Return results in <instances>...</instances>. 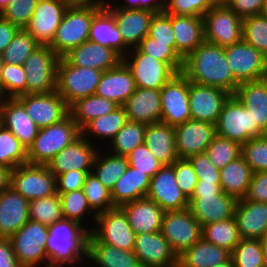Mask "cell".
Segmentation results:
<instances>
[{
  "label": "cell",
  "instance_id": "d4e9b609",
  "mask_svg": "<svg viewBox=\"0 0 267 267\" xmlns=\"http://www.w3.org/2000/svg\"><path fill=\"white\" fill-rule=\"evenodd\" d=\"M0 124L9 129L27 150L39 131L17 98H0Z\"/></svg>",
  "mask_w": 267,
  "mask_h": 267
},
{
  "label": "cell",
  "instance_id": "34e18365",
  "mask_svg": "<svg viewBox=\"0 0 267 267\" xmlns=\"http://www.w3.org/2000/svg\"><path fill=\"white\" fill-rule=\"evenodd\" d=\"M72 5H94L105 8L109 4V0H66Z\"/></svg>",
  "mask_w": 267,
  "mask_h": 267
},
{
  "label": "cell",
  "instance_id": "484cf974",
  "mask_svg": "<svg viewBox=\"0 0 267 267\" xmlns=\"http://www.w3.org/2000/svg\"><path fill=\"white\" fill-rule=\"evenodd\" d=\"M29 204L11 186L0 192V238H10L29 220Z\"/></svg>",
  "mask_w": 267,
  "mask_h": 267
},
{
  "label": "cell",
  "instance_id": "74e56055",
  "mask_svg": "<svg viewBox=\"0 0 267 267\" xmlns=\"http://www.w3.org/2000/svg\"><path fill=\"white\" fill-rule=\"evenodd\" d=\"M89 41L104 47H111L122 57L129 51L124 45L121 32L112 14L102 8L93 18L90 26Z\"/></svg>",
  "mask_w": 267,
  "mask_h": 267
},
{
  "label": "cell",
  "instance_id": "94428289",
  "mask_svg": "<svg viewBox=\"0 0 267 267\" xmlns=\"http://www.w3.org/2000/svg\"><path fill=\"white\" fill-rule=\"evenodd\" d=\"M131 167L153 177L164 165L160 163L143 143L127 155Z\"/></svg>",
  "mask_w": 267,
  "mask_h": 267
},
{
  "label": "cell",
  "instance_id": "ab89813d",
  "mask_svg": "<svg viewBox=\"0 0 267 267\" xmlns=\"http://www.w3.org/2000/svg\"><path fill=\"white\" fill-rule=\"evenodd\" d=\"M119 105L109 99L90 95L74 102L70 107V115L82 129L88 122L113 112Z\"/></svg>",
  "mask_w": 267,
  "mask_h": 267
},
{
  "label": "cell",
  "instance_id": "816d5d0a",
  "mask_svg": "<svg viewBox=\"0 0 267 267\" xmlns=\"http://www.w3.org/2000/svg\"><path fill=\"white\" fill-rule=\"evenodd\" d=\"M59 198L62 214L65 219L72 220L82 225L84 224L83 218L85 219L89 213H93V222L95 221L96 214L88 205L83 189L59 194Z\"/></svg>",
  "mask_w": 267,
  "mask_h": 267
},
{
  "label": "cell",
  "instance_id": "5b68a950",
  "mask_svg": "<svg viewBox=\"0 0 267 267\" xmlns=\"http://www.w3.org/2000/svg\"><path fill=\"white\" fill-rule=\"evenodd\" d=\"M103 71L71 65L60 57L57 65L56 91L70 107L79 99L94 95Z\"/></svg>",
  "mask_w": 267,
  "mask_h": 267
},
{
  "label": "cell",
  "instance_id": "ee69618b",
  "mask_svg": "<svg viewBox=\"0 0 267 267\" xmlns=\"http://www.w3.org/2000/svg\"><path fill=\"white\" fill-rule=\"evenodd\" d=\"M146 128L147 124L145 123L128 120L115 137L109 141L113 150L111 153L127 156L144 143Z\"/></svg>",
  "mask_w": 267,
  "mask_h": 267
},
{
  "label": "cell",
  "instance_id": "4316f807",
  "mask_svg": "<svg viewBox=\"0 0 267 267\" xmlns=\"http://www.w3.org/2000/svg\"><path fill=\"white\" fill-rule=\"evenodd\" d=\"M63 57L73 66L89 67L103 72L116 67L122 61V56L113 48L89 40L71 49Z\"/></svg>",
  "mask_w": 267,
  "mask_h": 267
},
{
  "label": "cell",
  "instance_id": "2e32d148",
  "mask_svg": "<svg viewBox=\"0 0 267 267\" xmlns=\"http://www.w3.org/2000/svg\"><path fill=\"white\" fill-rule=\"evenodd\" d=\"M70 3L66 0H39L24 28L41 46H49Z\"/></svg>",
  "mask_w": 267,
  "mask_h": 267
},
{
  "label": "cell",
  "instance_id": "db71d44e",
  "mask_svg": "<svg viewBox=\"0 0 267 267\" xmlns=\"http://www.w3.org/2000/svg\"><path fill=\"white\" fill-rule=\"evenodd\" d=\"M234 267H263L261 240L241 239L231 252Z\"/></svg>",
  "mask_w": 267,
  "mask_h": 267
},
{
  "label": "cell",
  "instance_id": "11a10c76",
  "mask_svg": "<svg viewBox=\"0 0 267 267\" xmlns=\"http://www.w3.org/2000/svg\"><path fill=\"white\" fill-rule=\"evenodd\" d=\"M21 95H26L24 67L4 63L1 72V98H17Z\"/></svg>",
  "mask_w": 267,
  "mask_h": 267
},
{
  "label": "cell",
  "instance_id": "b9f144b4",
  "mask_svg": "<svg viewBox=\"0 0 267 267\" xmlns=\"http://www.w3.org/2000/svg\"><path fill=\"white\" fill-rule=\"evenodd\" d=\"M128 118L123 106H119L113 112L100 116L88 122L82 129L81 135L87 140L88 135L97 136L99 139L112 140L117 132L127 123ZM92 134V135H91Z\"/></svg>",
  "mask_w": 267,
  "mask_h": 267
},
{
  "label": "cell",
  "instance_id": "03108f58",
  "mask_svg": "<svg viewBox=\"0 0 267 267\" xmlns=\"http://www.w3.org/2000/svg\"><path fill=\"white\" fill-rule=\"evenodd\" d=\"M267 0H230L228 7L242 19L263 14Z\"/></svg>",
  "mask_w": 267,
  "mask_h": 267
},
{
  "label": "cell",
  "instance_id": "2644e50d",
  "mask_svg": "<svg viewBox=\"0 0 267 267\" xmlns=\"http://www.w3.org/2000/svg\"><path fill=\"white\" fill-rule=\"evenodd\" d=\"M19 28L0 15V54L11 43Z\"/></svg>",
  "mask_w": 267,
  "mask_h": 267
},
{
  "label": "cell",
  "instance_id": "09005b40",
  "mask_svg": "<svg viewBox=\"0 0 267 267\" xmlns=\"http://www.w3.org/2000/svg\"><path fill=\"white\" fill-rule=\"evenodd\" d=\"M12 0H0V13Z\"/></svg>",
  "mask_w": 267,
  "mask_h": 267
},
{
  "label": "cell",
  "instance_id": "be15d7a7",
  "mask_svg": "<svg viewBox=\"0 0 267 267\" xmlns=\"http://www.w3.org/2000/svg\"><path fill=\"white\" fill-rule=\"evenodd\" d=\"M189 161L194 167L198 181L220 183V170L210 163L206 153L194 155Z\"/></svg>",
  "mask_w": 267,
  "mask_h": 267
},
{
  "label": "cell",
  "instance_id": "7c38bea8",
  "mask_svg": "<svg viewBox=\"0 0 267 267\" xmlns=\"http://www.w3.org/2000/svg\"><path fill=\"white\" fill-rule=\"evenodd\" d=\"M203 19L205 41L226 47L242 40L243 19L227 5L213 6Z\"/></svg>",
  "mask_w": 267,
  "mask_h": 267
},
{
  "label": "cell",
  "instance_id": "83f0119b",
  "mask_svg": "<svg viewBox=\"0 0 267 267\" xmlns=\"http://www.w3.org/2000/svg\"><path fill=\"white\" fill-rule=\"evenodd\" d=\"M234 218L241 239L261 240L267 236V203L239 199Z\"/></svg>",
  "mask_w": 267,
  "mask_h": 267
},
{
  "label": "cell",
  "instance_id": "44dd1931",
  "mask_svg": "<svg viewBox=\"0 0 267 267\" xmlns=\"http://www.w3.org/2000/svg\"><path fill=\"white\" fill-rule=\"evenodd\" d=\"M146 197L156 202L165 212L188 208L189 200L175 179L174 163L164 165L151 177Z\"/></svg>",
  "mask_w": 267,
  "mask_h": 267
},
{
  "label": "cell",
  "instance_id": "4dcf8cb0",
  "mask_svg": "<svg viewBox=\"0 0 267 267\" xmlns=\"http://www.w3.org/2000/svg\"><path fill=\"white\" fill-rule=\"evenodd\" d=\"M123 107L130 121L145 124L160 122L161 91L136 87Z\"/></svg>",
  "mask_w": 267,
  "mask_h": 267
},
{
  "label": "cell",
  "instance_id": "6da1fadb",
  "mask_svg": "<svg viewBox=\"0 0 267 267\" xmlns=\"http://www.w3.org/2000/svg\"><path fill=\"white\" fill-rule=\"evenodd\" d=\"M182 73L193 83L236 93L240 83L234 78L224 47L204 41L183 60Z\"/></svg>",
  "mask_w": 267,
  "mask_h": 267
},
{
  "label": "cell",
  "instance_id": "f1b7e54d",
  "mask_svg": "<svg viewBox=\"0 0 267 267\" xmlns=\"http://www.w3.org/2000/svg\"><path fill=\"white\" fill-rule=\"evenodd\" d=\"M136 85L130 69L121 61L116 67L103 72L95 95L123 106L135 92Z\"/></svg>",
  "mask_w": 267,
  "mask_h": 267
},
{
  "label": "cell",
  "instance_id": "a7ac6f4b",
  "mask_svg": "<svg viewBox=\"0 0 267 267\" xmlns=\"http://www.w3.org/2000/svg\"><path fill=\"white\" fill-rule=\"evenodd\" d=\"M124 2V3H123ZM116 7L123 9H144L155 13L164 11L165 0H125Z\"/></svg>",
  "mask_w": 267,
  "mask_h": 267
},
{
  "label": "cell",
  "instance_id": "7bdbcfd3",
  "mask_svg": "<svg viewBox=\"0 0 267 267\" xmlns=\"http://www.w3.org/2000/svg\"><path fill=\"white\" fill-rule=\"evenodd\" d=\"M202 238L230 252L241 240L234 217L202 226Z\"/></svg>",
  "mask_w": 267,
  "mask_h": 267
},
{
  "label": "cell",
  "instance_id": "f546056e",
  "mask_svg": "<svg viewBox=\"0 0 267 267\" xmlns=\"http://www.w3.org/2000/svg\"><path fill=\"white\" fill-rule=\"evenodd\" d=\"M120 208L127 216L128 223L135 232L152 233L161 230L165 211L148 197L122 204Z\"/></svg>",
  "mask_w": 267,
  "mask_h": 267
},
{
  "label": "cell",
  "instance_id": "979ff035",
  "mask_svg": "<svg viewBox=\"0 0 267 267\" xmlns=\"http://www.w3.org/2000/svg\"><path fill=\"white\" fill-rule=\"evenodd\" d=\"M3 65H4V62H3L2 56L0 54V98H1V72L3 69Z\"/></svg>",
  "mask_w": 267,
  "mask_h": 267
},
{
  "label": "cell",
  "instance_id": "f907efd6",
  "mask_svg": "<svg viewBox=\"0 0 267 267\" xmlns=\"http://www.w3.org/2000/svg\"><path fill=\"white\" fill-rule=\"evenodd\" d=\"M205 153L210 163L221 170L228 163L241 156V145L216 134Z\"/></svg>",
  "mask_w": 267,
  "mask_h": 267
},
{
  "label": "cell",
  "instance_id": "8d00e7d4",
  "mask_svg": "<svg viewBox=\"0 0 267 267\" xmlns=\"http://www.w3.org/2000/svg\"><path fill=\"white\" fill-rule=\"evenodd\" d=\"M230 259V251L202 238L178 255L177 267H215Z\"/></svg>",
  "mask_w": 267,
  "mask_h": 267
},
{
  "label": "cell",
  "instance_id": "8992f818",
  "mask_svg": "<svg viewBox=\"0 0 267 267\" xmlns=\"http://www.w3.org/2000/svg\"><path fill=\"white\" fill-rule=\"evenodd\" d=\"M215 129L217 135L240 145L251 138L265 135L254 122L250 111L235 95H231L225 102L215 124Z\"/></svg>",
  "mask_w": 267,
  "mask_h": 267
},
{
  "label": "cell",
  "instance_id": "11e5206c",
  "mask_svg": "<svg viewBox=\"0 0 267 267\" xmlns=\"http://www.w3.org/2000/svg\"><path fill=\"white\" fill-rule=\"evenodd\" d=\"M261 246L263 250V267H267V236L261 239Z\"/></svg>",
  "mask_w": 267,
  "mask_h": 267
},
{
  "label": "cell",
  "instance_id": "5bb4252c",
  "mask_svg": "<svg viewBox=\"0 0 267 267\" xmlns=\"http://www.w3.org/2000/svg\"><path fill=\"white\" fill-rule=\"evenodd\" d=\"M224 50L232 74L239 83L267 77V57L243 39Z\"/></svg>",
  "mask_w": 267,
  "mask_h": 267
},
{
  "label": "cell",
  "instance_id": "f35d334b",
  "mask_svg": "<svg viewBox=\"0 0 267 267\" xmlns=\"http://www.w3.org/2000/svg\"><path fill=\"white\" fill-rule=\"evenodd\" d=\"M254 172L242 156L228 163L220 170L222 191L237 200L246 197Z\"/></svg>",
  "mask_w": 267,
  "mask_h": 267
},
{
  "label": "cell",
  "instance_id": "30bf717a",
  "mask_svg": "<svg viewBox=\"0 0 267 267\" xmlns=\"http://www.w3.org/2000/svg\"><path fill=\"white\" fill-rule=\"evenodd\" d=\"M160 232L177 256L202 239V226L189 208L165 212Z\"/></svg>",
  "mask_w": 267,
  "mask_h": 267
},
{
  "label": "cell",
  "instance_id": "e575fe53",
  "mask_svg": "<svg viewBox=\"0 0 267 267\" xmlns=\"http://www.w3.org/2000/svg\"><path fill=\"white\" fill-rule=\"evenodd\" d=\"M234 95L250 111L259 128L267 134V77L240 83Z\"/></svg>",
  "mask_w": 267,
  "mask_h": 267
},
{
  "label": "cell",
  "instance_id": "2a66077c",
  "mask_svg": "<svg viewBox=\"0 0 267 267\" xmlns=\"http://www.w3.org/2000/svg\"><path fill=\"white\" fill-rule=\"evenodd\" d=\"M210 2L214 6H220V5H228V3L230 2V0H210Z\"/></svg>",
  "mask_w": 267,
  "mask_h": 267
},
{
  "label": "cell",
  "instance_id": "6125c7cd",
  "mask_svg": "<svg viewBox=\"0 0 267 267\" xmlns=\"http://www.w3.org/2000/svg\"><path fill=\"white\" fill-rule=\"evenodd\" d=\"M151 38L161 43H176L172 26V14L165 11L155 13L152 17L149 34Z\"/></svg>",
  "mask_w": 267,
  "mask_h": 267
},
{
  "label": "cell",
  "instance_id": "e0dca14e",
  "mask_svg": "<svg viewBox=\"0 0 267 267\" xmlns=\"http://www.w3.org/2000/svg\"><path fill=\"white\" fill-rule=\"evenodd\" d=\"M17 99L39 129L58 123L70 114L69 106L56 90L46 94L21 95Z\"/></svg>",
  "mask_w": 267,
  "mask_h": 267
},
{
  "label": "cell",
  "instance_id": "9c48e42d",
  "mask_svg": "<svg viewBox=\"0 0 267 267\" xmlns=\"http://www.w3.org/2000/svg\"><path fill=\"white\" fill-rule=\"evenodd\" d=\"M10 186L28 201L57 194L56 177L47 165L23 164L11 170Z\"/></svg>",
  "mask_w": 267,
  "mask_h": 267
},
{
  "label": "cell",
  "instance_id": "deb4b68c",
  "mask_svg": "<svg viewBox=\"0 0 267 267\" xmlns=\"http://www.w3.org/2000/svg\"><path fill=\"white\" fill-rule=\"evenodd\" d=\"M263 14H264L265 16H267V2H266V5H265V9H264V11H263Z\"/></svg>",
  "mask_w": 267,
  "mask_h": 267
},
{
  "label": "cell",
  "instance_id": "4fadbf2b",
  "mask_svg": "<svg viewBox=\"0 0 267 267\" xmlns=\"http://www.w3.org/2000/svg\"><path fill=\"white\" fill-rule=\"evenodd\" d=\"M95 224H98V227L90 228V234L96 240L121 250L134 249L136 234L120 207L97 214Z\"/></svg>",
  "mask_w": 267,
  "mask_h": 267
},
{
  "label": "cell",
  "instance_id": "e7e4bbea",
  "mask_svg": "<svg viewBox=\"0 0 267 267\" xmlns=\"http://www.w3.org/2000/svg\"><path fill=\"white\" fill-rule=\"evenodd\" d=\"M92 171L70 170L56 176L57 194L80 190L83 188L85 177Z\"/></svg>",
  "mask_w": 267,
  "mask_h": 267
},
{
  "label": "cell",
  "instance_id": "d6a6232c",
  "mask_svg": "<svg viewBox=\"0 0 267 267\" xmlns=\"http://www.w3.org/2000/svg\"><path fill=\"white\" fill-rule=\"evenodd\" d=\"M172 26L176 53L183 60L205 41L203 17L172 14Z\"/></svg>",
  "mask_w": 267,
  "mask_h": 267
},
{
  "label": "cell",
  "instance_id": "7402d4cb",
  "mask_svg": "<svg viewBox=\"0 0 267 267\" xmlns=\"http://www.w3.org/2000/svg\"><path fill=\"white\" fill-rule=\"evenodd\" d=\"M90 139L87 140L81 135L48 162L47 167L55 177L70 170L92 171L99 149Z\"/></svg>",
  "mask_w": 267,
  "mask_h": 267
},
{
  "label": "cell",
  "instance_id": "277c9868",
  "mask_svg": "<svg viewBox=\"0 0 267 267\" xmlns=\"http://www.w3.org/2000/svg\"><path fill=\"white\" fill-rule=\"evenodd\" d=\"M81 136V129L69 114L62 121L41 128L28 148V163L47 165L63 148Z\"/></svg>",
  "mask_w": 267,
  "mask_h": 267
},
{
  "label": "cell",
  "instance_id": "1f68e13d",
  "mask_svg": "<svg viewBox=\"0 0 267 267\" xmlns=\"http://www.w3.org/2000/svg\"><path fill=\"white\" fill-rule=\"evenodd\" d=\"M144 144L163 165H172L178 159L174 126L161 121L147 124Z\"/></svg>",
  "mask_w": 267,
  "mask_h": 267
},
{
  "label": "cell",
  "instance_id": "cb8c5ba5",
  "mask_svg": "<svg viewBox=\"0 0 267 267\" xmlns=\"http://www.w3.org/2000/svg\"><path fill=\"white\" fill-rule=\"evenodd\" d=\"M105 8L114 17L124 45L129 50L137 48L140 42L149 34L150 23L155 12L144 9H123L116 7V5H111V3Z\"/></svg>",
  "mask_w": 267,
  "mask_h": 267
},
{
  "label": "cell",
  "instance_id": "91938a15",
  "mask_svg": "<svg viewBox=\"0 0 267 267\" xmlns=\"http://www.w3.org/2000/svg\"><path fill=\"white\" fill-rule=\"evenodd\" d=\"M174 173L180 190L190 200L195 192L198 177L189 159L178 158L174 162Z\"/></svg>",
  "mask_w": 267,
  "mask_h": 267
},
{
  "label": "cell",
  "instance_id": "ba28073f",
  "mask_svg": "<svg viewBox=\"0 0 267 267\" xmlns=\"http://www.w3.org/2000/svg\"><path fill=\"white\" fill-rule=\"evenodd\" d=\"M59 59L49 46H40L29 55L23 65L26 71V95L46 94L56 90Z\"/></svg>",
  "mask_w": 267,
  "mask_h": 267
},
{
  "label": "cell",
  "instance_id": "f5cc1de1",
  "mask_svg": "<svg viewBox=\"0 0 267 267\" xmlns=\"http://www.w3.org/2000/svg\"><path fill=\"white\" fill-rule=\"evenodd\" d=\"M242 39L267 57V16L243 18Z\"/></svg>",
  "mask_w": 267,
  "mask_h": 267
},
{
  "label": "cell",
  "instance_id": "52a82bcc",
  "mask_svg": "<svg viewBox=\"0 0 267 267\" xmlns=\"http://www.w3.org/2000/svg\"><path fill=\"white\" fill-rule=\"evenodd\" d=\"M48 236L47 225L28 220L9 238L21 267H37L42 263H46L48 267L46 252Z\"/></svg>",
  "mask_w": 267,
  "mask_h": 267
},
{
  "label": "cell",
  "instance_id": "7dc6e473",
  "mask_svg": "<svg viewBox=\"0 0 267 267\" xmlns=\"http://www.w3.org/2000/svg\"><path fill=\"white\" fill-rule=\"evenodd\" d=\"M142 53L167 63L176 73L182 72L183 59L176 53V43H161L147 35L137 47Z\"/></svg>",
  "mask_w": 267,
  "mask_h": 267
},
{
  "label": "cell",
  "instance_id": "8c879c8a",
  "mask_svg": "<svg viewBox=\"0 0 267 267\" xmlns=\"http://www.w3.org/2000/svg\"><path fill=\"white\" fill-rule=\"evenodd\" d=\"M222 188L220 183H208L204 181H198L194 193H221Z\"/></svg>",
  "mask_w": 267,
  "mask_h": 267
},
{
  "label": "cell",
  "instance_id": "f6af8a7d",
  "mask_svg": "<svg viewBox=\"0 0 267 267\" xmlns=\"http://www.w3.org/2000/svg\"><path fill=\"white\" fill-rule=\"evenodd\" d=\"M28 163V151L18 138L0 124V166L11 170Z\"/></svg>",
  "mask_w": 267,
  "mask_h": 267
},
{
  "label": "cell",
  "instance_id": "b9fcfbb0",
  "mask_svg": "<svg viewBox=\"0 0 267 267\" xmlns=\"http://www.w3.org/2000/svg\"><path fill=\"white\" fill-rule=\"evenodd\" d=\"M215 267H234V266H233L232 259H230L229 261L221 263V264H218Z\"/></svg>",
  "mask_w": 267,
  "mask_h": 267
},
{
  "label": "cell",
  "instance_id": "bcb514c9",
  "mask_svg": "<svg viewBox=\"0 0 267 267\" xmlns=\"http://www.w3.org/2000/svg\"><path fill=\"white\" fill-rule=\"evenodd\" d=\"M41 45L25 29H19L11 43L1 53L4 63L21 65Z\"/></svg>",
  "mask_w": 267,
  "mask_h": 267
},
{
  "label": "cell",
  "instance_id": "3957f363",
  "mask_svg": "<svg viewBox=\"0 0 267 267\" xmlns=\"http://www.w3.org/2000/svg\"><path fill=\"white\" fill-rule=\"evenodd\" d=\"M101 9L94 5L70 4L49 47L63 57L71 49L88 41L92 20Z\"/></svg>",
  "mask_w": 267,
  "mask_h": 267
},
{
  "label": "cell",
  "instance_id": "60d3db41",
  "mask_svg": "<svg viewBox=\"0 0 267 267\" xmlns=\"http://www.w3.org/2000/svg\"><path fill=\"white\" fill-rule=\"evenodd\" d=\"M128 166L127 156L112 153L103 155L98 150L93 163L92 173L106 188L112 191L116 181L125 173Z\"/></svg>",
  "mask_w": 267,
  "mask_h": 267
},
{
  "label": "cell",
  "instance_id": "d590c367",
  "mask_svg": "<svg viewBox=\"0 0 267 267\" xmlns=\"http://www.w3.org/2000/svg\"><path fill=\"white\" fill-rule=\"evenodd\" d=\"M151 177L131 167H127L125 173L116 181L111 191V197L115 207L146 197Z\"/></svg>",
  "mask_w": 267,
  "mask_h": 267
},
{
  "label": "cell",
  "instance_id": "7a4b0ae2",
  "mask_svg": "<svg viewBox=\"0 0 267 267\" xmlns=\"http://www.w3.org/2000/svg\"><path fill=\"white\" fill-rule=\"evenodd\" d=\"M89 228H87V223L86 226H82L65 218L49 225V236L46 245L48 267L74 265L78 261L84 263V260H87Z\"/></svg>",
  "mask_w": 267,
  "mask_h": 267
},
{
  "label": "cell",
  "instance_id": "ac0fdd59",
  "mask_svg": "<svg viewBox=\"0 0 267 267\" xmlns=\"http://www.w3.org/2000/svg\"><path fill=\"white\" fill-rule=\"evenodd\" d=\"M231 94L224 89L189 81L191 118L216 124L219 114Z\"/></svg>",
  "mask_w": 267,
  "mask_h": 267
},
{
  "label": "cell",
  "instance_id": "d6986e66",
  "mask_svg": "<svg viewBox=\"0 0 267 267\" xmlns=\"http://www.w3.org/2000/svg\"><path fill=\"white\" fill-rule=\"evenodd\" d=\"M237 199L221 193H194L189 210L201 226L234 217Z\"/></svg>",
  "mask_w": 267,
  "mask_h": 267
},
{
  "label": "cell",
  "instance_id": "ffe728a7",
  "mask_svg": "<svg viewBox=\"0 0 267 267\" xmlns=\"http://www.w3.org/2000/svg\"><path fill=\"white\" fill-rule=\"evenodd\" d=\"M174 129L178 158L184 159L205 153L216 135L214 124L194 119L176 125Z\"/></svg>",
  "mask_w": 267,
  "mask_h": 267
},
{
  "label": "cell",
  "instance_id": "8fae6325",
  "mask_svg": "<svg viewBox=\"0 0 267 267\" xmlns=\"http://www.w3.org/2000/svg\"><path fill=\"white\" fill-rule=\"evenodd\" d=\"M122 61L130 69L138 88L161 90L176 74L167 63L142 53L138 48L129 50Z\"/></svg>",
  "mask_w": 267,
  "mask_h": 267
},
{
  "label": "cell",
  "instance_id": "c3c4849f",
  "mask_svg": "<svg viewBox=\"0 0 267 267\" xmlns=\"http://www.w3.org/2000/svg\"><path fill=\"white\" fill-rule=\"evenodd\" d=\"M82 189L88 205L96 215L115 208L111 191L92 172L86 175Z\"/></svg>",
  "mask_w": 267,
  "mask_h": 267
},
{
  "label": "cell",
  "instance_id": "681fc988",
  "mask_svg": "<svg viewBox=\"0 0 267 267\" xmlns=\"http://www.w3.org/2000/svg\"><path fill=\"white\" fill-rule=\"evenodd\" d=\"M63 218L59 194L30 201L29 220L49 226Z\"/></svg>",
  "mask_w": 267,
  "mask_h": 267
},
{
  "label": "cell",
  "instance_id": "003e7915",
  "mask_svg": "<svg viewBox=\"0 0 267 267\" xmlns=\"http://www.w3.org/2000/svg\"><path fill=\"white\" fill-rule=\"evenodd\" d=\"M245 199L267 203V171L253 174Z\"/></svg>",
  "mask_w": 267,
  "mask_h": 267
},
{
  "label": "cell",
  "instance_id": "680465c9",
  "mask_svg": "<svg viewBox=\"0 0 267 267\" xmlns=\"http://www.w3.org/2000/svg\"><path fill=\"white\" fill-rule=\"evenodd\" d=\"M213 6L210 0H165L164 11L173 15L203 17Z\"/></svg>",
  "mask_w": 267,
  "mask_h": 267
},
{
  "label": "cell",
  "instance_id": "603a6c76",
  "mask_svg": "<svg viewBox=\"0 0 267 267\" xmlns=\"http://www.w3.org/2000/svg\"><path fill=\"white\" fill-rule=\"evenodd\" d=\"M133 252L143 267H177L178 256L160 231L135 235Z\"/></svg>",
  "mask_w": 267,
  "mask_h": 267
},
{
  "label": "cell",
  "instance_id": "9f6ffc18",
  "mask_svg": "<svg viewBox=\"0 0 267 267\" xmlns=\"http://www.w3.org/2000/svg\"><path fill=\"white\" fill-rule=\"evenodd\" d=\"M241 156L254 173L267 171V134L241 145Z\"/></svg>",
  "mask_w": 267,
  "mask_h": 267
},
{
  "label": "cell",
  "instance_id": "753ad0ef",
  "mask_svg": "<svg viewBox=\"0 0 267 267\" xmlns=\"http://www.w3.org/2000/svg\"><path fill=\"white\" fill-rule=\"evenodd\" d=\"M11 169L0 166V192L10 186Z\"/></svg>",
  "mask_w": 267,
  "mask_h": 267
},
{
  "label": "cell",
  "instance_id": "89a4df30",
  "mask_svg": "<svg viewBox=\"0 0 267 267\" xmlns=\"http://www.w3.org/2000/svg\"><path fill=\"white\" fill-rule=\"evenodd\" d=\"M0 267H21L9 238H0Z\"/></svg>",
  "mask_w": 267,
  "mask_h": 267
},
{
  "label": "cell",
  "instance_id": "836d02e7",
  "mask_svg": "<svg viewBox=\"0 0 267 267\" xmlns=\"http://www.w3.org/2000/svg\"><path fill=\"white\" fill-rule=\"evenodd\" d=\"M86 258L98 267H143L133 250H121L96 240L90 233Z\"/></svg>",
  "mask_w": 267,
  "mask_h": 267
},
{
  "label": "cell",
  "instance_id": "6f0895ef",
  "mask_svg": "<svg viewBox=\"0 0 267 267\" xmlns=\"http://www.w3.org/2000/svg\"><path fill=\"white\" fill-rule=\"evenodd\" d=\"M39 0H12L2 10L0 15L17 26L24 29L34 14V10Z\"/></svg>",
  "mask_w": 267,
  "mask_h": 267
},
{
  "label": "cell",
  "instance_id": "9a60e30c",
  "mask_svg": "<svg viewBox=\"0 0 267 267\" xmlns=\"http://www.w3.org/2000/svg\"><path fill=\"white\" fill-rule=\"evenodd\" d=\"M160 121L176 126L192 119L189 107V80L178 72L161 88Z\"/></svg>",
  "mask_w": 267,
  "mask_h": 267
}]
</instances>
